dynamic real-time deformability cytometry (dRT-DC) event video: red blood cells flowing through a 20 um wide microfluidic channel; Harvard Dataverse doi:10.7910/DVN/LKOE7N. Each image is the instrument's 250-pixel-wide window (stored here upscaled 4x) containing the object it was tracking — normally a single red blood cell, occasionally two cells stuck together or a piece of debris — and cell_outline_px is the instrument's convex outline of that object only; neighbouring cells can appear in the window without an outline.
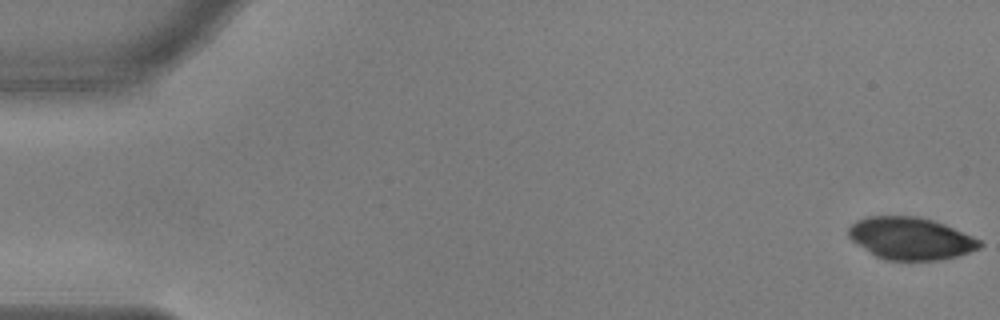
{"species": "common noctule bat (a hibernating species)", "species_latin": "Nyctalus noctula", "temperature_condition": "warm", "stored_images_in_passage": 56, "camera_frame_rate_fps": 3000, "um_per_image_px": 0.085, "animal": {"sex": "male", "body_mass_g": 17.9, "forearm_length_mm": 54.2}, "frame": {"image": 1, "passage_image": 1, "time_ms": 0.0, "image_size_px": [1000, 320], "cell_outline_px": [[984, 244], [980, 248], [956, 256], [940, 260], [884, 260], [876, 256], [852, 240], [848, 236], [848, 228], [856, 220], [868, 216], [920, 216], [944, 224], [972, 236], [980, 240]], "centroid_in_image_um": [77.4, 20.26], "position_along_channel_um": 7.6, "area_um2": 32.19}}